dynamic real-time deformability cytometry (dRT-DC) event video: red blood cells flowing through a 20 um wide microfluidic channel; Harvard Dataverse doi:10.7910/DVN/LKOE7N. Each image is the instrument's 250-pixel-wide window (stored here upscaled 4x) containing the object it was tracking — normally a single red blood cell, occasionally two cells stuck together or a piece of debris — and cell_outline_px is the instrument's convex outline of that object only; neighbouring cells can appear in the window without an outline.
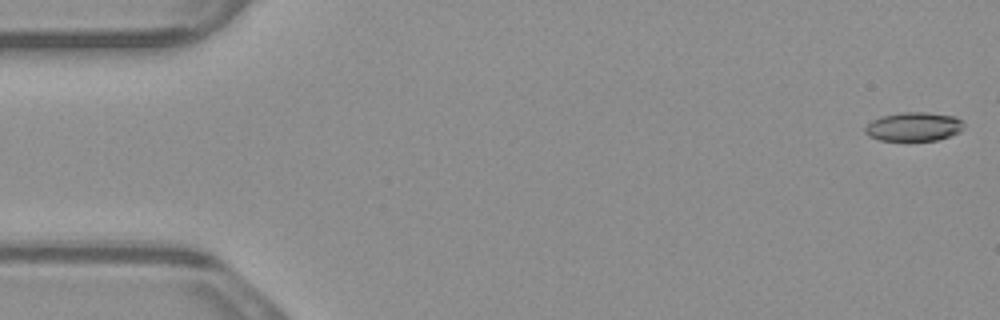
{"species": "common noctule bat (a hibernating species)", "species_latin": "Nyctalus noctula", "temperature_condition": "warm", "stored_images_in_passage": 43, "camera_frame_rate_fps": 3000, "um_per_image_px": 0.085, "animal": {"sex": "male", "body_mass_g": 23.1, "forearm_length_mm": 52.7}, "frame": {"image": 1, "passage_image": 1, "time_ms": 0.0, "image_size_px": [1000, 320], "cell_outline_px": [[964, 128], [960, 132], [936, 140], [880, 140], [868, 136], [864, 132], [864, 128], [872, 120], [880, 116], [900, 112], [928, 112], [956, 116], [964, 120]], "centroid_in_image_um": [77.69, 10.75], "position_along_channel_um": 7.3, "area_um2": 16.82}}
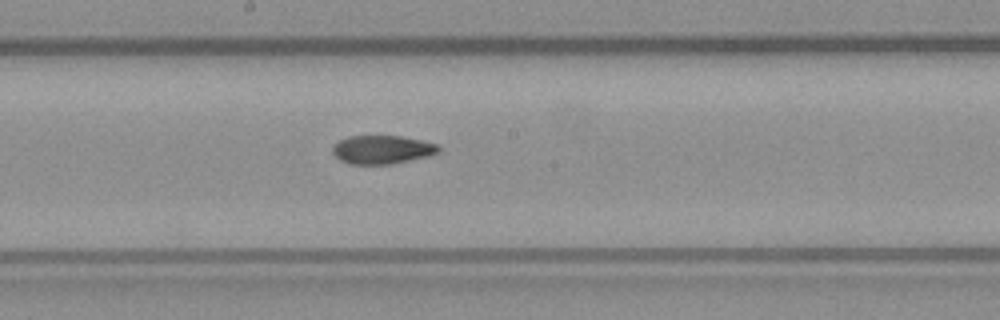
{"frame": {"image": 2, "passage_image": 28, "time_ms": 9.0, "image_size_px": [1000, 320], "cell_outline_px": [[440, 152], [428, 156], [392, 164], [352, 164], [340, 160], [332, 152], [332, 148], [340, 140], [348, 136], [400, 136], [420, 140], [436, 144], [440, 148]], "centroid_in_image_um": [32.49, 12.72], "position_along_channel_um": 215.7, "area_um2": 17.46}}
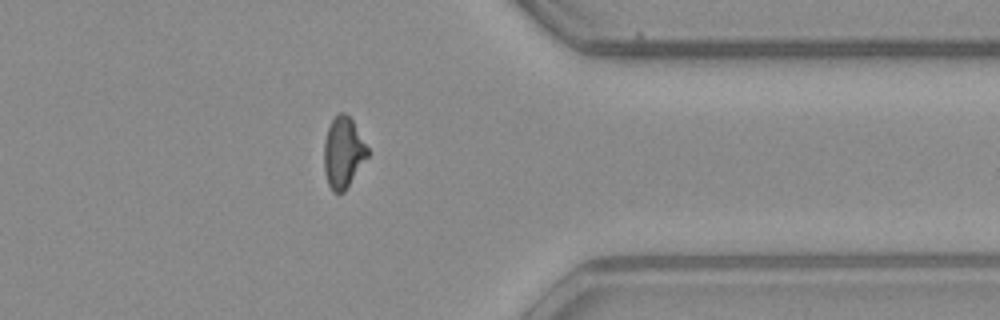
{"frame": {"image": 3, "passage_image": 42, "time_ms": 13.667, "image_size_px": [1000, 320], "cell_outline_px": [[368, 156], [344, 192], [332, 192], [328, 184], [324, 172], [324, 140], [328, 128], [332, 120], [340, 112], [344, 112], [352, 120], [368, 148]], "centroid_in_image_um": [29.16, 12.98], "position_along_channel_um": 382.2, "area_um2": 17.8}}